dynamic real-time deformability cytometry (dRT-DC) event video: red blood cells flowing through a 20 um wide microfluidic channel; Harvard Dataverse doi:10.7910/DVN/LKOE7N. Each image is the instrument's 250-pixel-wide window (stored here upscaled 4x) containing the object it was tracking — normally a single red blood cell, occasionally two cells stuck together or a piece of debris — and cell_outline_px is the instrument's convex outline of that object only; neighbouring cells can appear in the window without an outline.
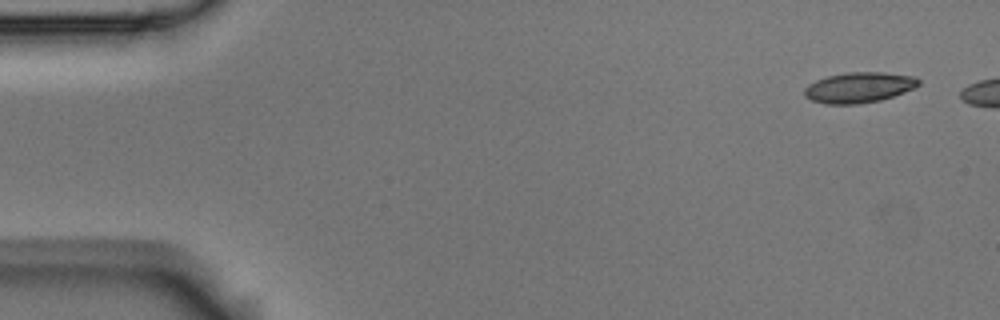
{"species": "Egyptian fruit bat (a non-hibernating species)", "species_latin": "Rousettus aegyptiacus", "temperature_condition": "room temperature", "stored_images_in_passage": 2, "camera_frame_rate_fps": 3000, "um_per_image_px": 0.085, "animal": {"sex": "male"}, "frame": {"image": 1, "passage_image": 1, "time_ms": 0.0, "image_size_px": [1000, 320], "cell_outline_px": [[920, 84], [916, 88], [880, 100], [856, 104], [824, 104], [812, 100], [804, 96], [804, 88], [808, 84], [816, 80], [828, 76], [848, 72], [884, 72], [916, 76], [920, 80]], "centroid_in_image_um": [73.03, 7.43], "position_along_channel_um": 12.0, "area_um2": 20.4}}